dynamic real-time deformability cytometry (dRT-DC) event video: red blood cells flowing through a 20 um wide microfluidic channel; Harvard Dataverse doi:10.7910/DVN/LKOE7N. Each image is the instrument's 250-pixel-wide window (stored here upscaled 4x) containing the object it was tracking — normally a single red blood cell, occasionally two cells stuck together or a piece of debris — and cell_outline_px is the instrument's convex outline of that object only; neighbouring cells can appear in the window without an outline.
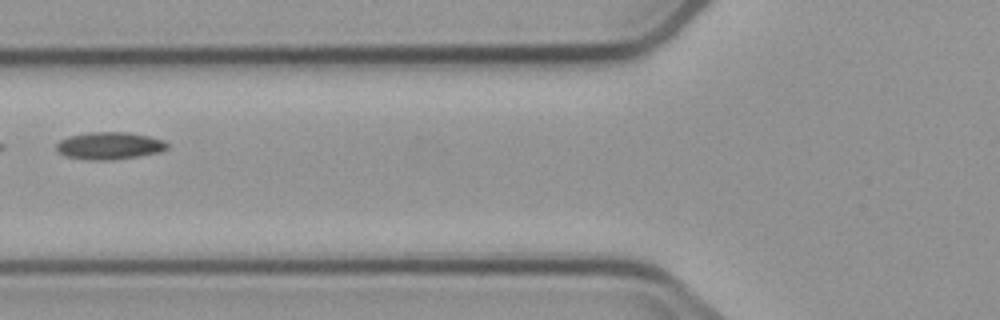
{"species": "common noctule bat (a hibernating species)", "species_latin": "Nyctalus noctula", "temperature_condition": "cold", "stored_images_in_passage": 6, "camera_frame_rate_fps": 3000, "um_per_image_px": 0.085, "animal": {"sex": "male", "body_mass_g": 23.1, "forearm_length_mm": 52.7}, "frame": {"image": 1, "passage_image": 6, "time_ms": 6.333, "image_size_px": [1000, 320], "cell_outline_px": [[168, 148], [160, 152], [112, 160], [88, 160], [64, 156], [56, 148], [56, 144], [60, 140], [68, 136], [88, 132], [128, 132], [148, 136], [164, 140], [168, 144]], "centroid_in_image_um": [9.29, 12.38], "position_along_channel_um": 116.5, "area_um2": 17.69}}